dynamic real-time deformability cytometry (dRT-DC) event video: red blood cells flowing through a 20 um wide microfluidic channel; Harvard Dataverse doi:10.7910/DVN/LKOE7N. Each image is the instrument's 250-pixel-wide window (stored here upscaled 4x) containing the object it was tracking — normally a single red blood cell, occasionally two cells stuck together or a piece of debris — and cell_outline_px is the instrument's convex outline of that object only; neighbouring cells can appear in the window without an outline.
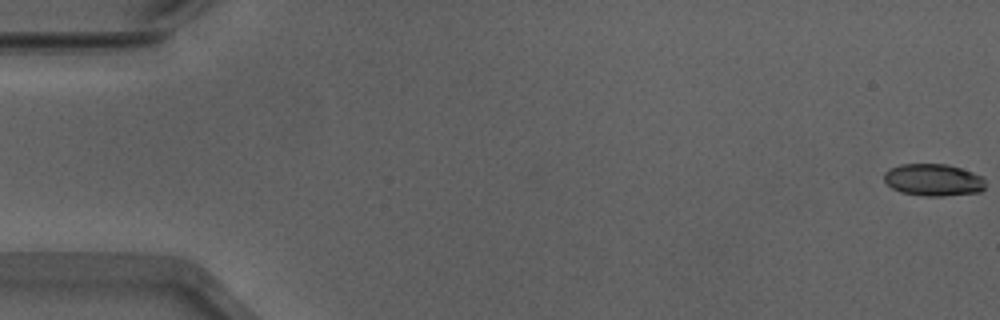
{"species": "Egyptian fruit bat (a non-hibernating species)", "species_latin": "Rousettus aegyptiacus", "temperature_condition": "warm", "stored_images_in_passage": 54, "camera_frame_rate_fps": 3000, "um_per_image_px": 0.085, "animal": {"sex": "male"}, "frame": {"image": 1, "passage_image": 1, "time_ms": 0.0, "image_size_px": [1000, 320], "cell_outline_px": [[984, 188], [980, 192], [944, 196], [924, 196], [900, 192], [892, 188], [884, 180], [884, 172], [888, 168], [900, 164], [948, 164], [984, 176]], "centroid_in_image_um": [79.32, 15.29], "position_along_channel_um": 5.7, "area_um2": 19.13}}
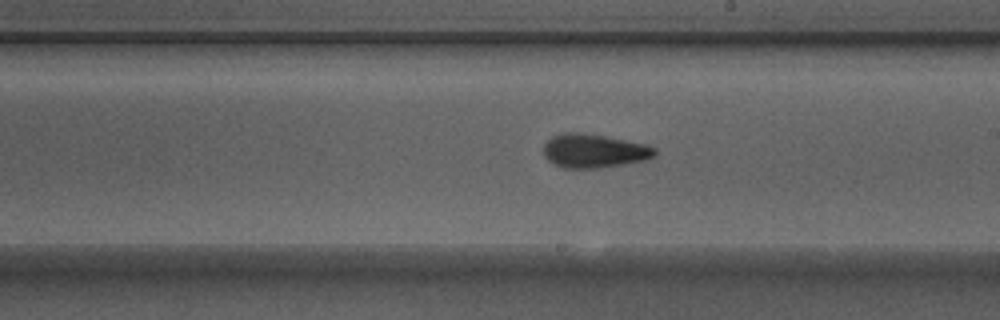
{"frame": {"image": 2, "passage_image": 31, "time_ms": 10.0, "image_size_px": [1000, 320], "cell_outline_px": [[656, 156], [648, 160], [624, 164], [596, 168], [564, 168], [548, 160], [544, 156], [544, 144], [552, 136], [564, 132], [580, 132], [604, 136], [648, 144], [656, 148]], "centroid_in_image_um": [50.53, 12.82], "position_along_channel_um": 238.5, "area_um2": 22.02}}
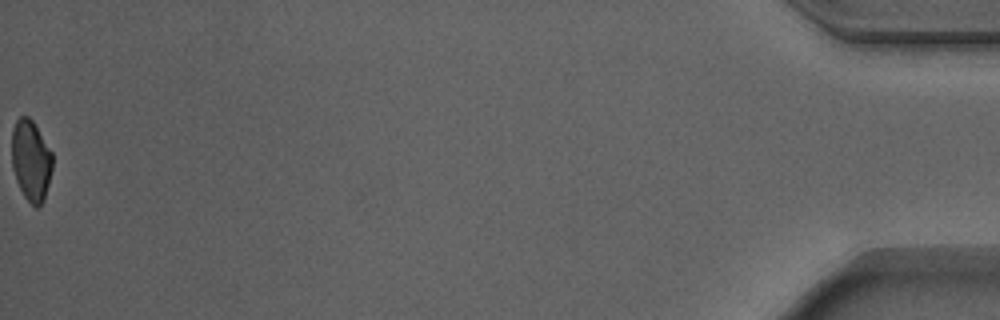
{"frame": {"image": 3, "passage_image": 54, "time_ms": 17.667, "image_size_px": [1000, 320], "cell_outline_px": [[52, 168], [44, 200], [36, 208], [24, 196], [16, 180], [12, 168], [12, 128], [16, 120], [20, 116], [28, 116], [32, 120], [52, 152]], "centroid_in_image_um": [2.62, 13.62], "position_along_channel_um": 432.6, "area_um2": 19.07}, "authors_computed_cell_mechanics": {"area_um2": 20.8658, "velocity_mm_per_s": 3.9147, "shape_relaxation_time_tau1_ms": 4.5901, "shape_relaxation_time_tau2_ms": 2.1203, "deformation_change_tau1": 0.1484, "deformation_change_tau2": 0.0865}}